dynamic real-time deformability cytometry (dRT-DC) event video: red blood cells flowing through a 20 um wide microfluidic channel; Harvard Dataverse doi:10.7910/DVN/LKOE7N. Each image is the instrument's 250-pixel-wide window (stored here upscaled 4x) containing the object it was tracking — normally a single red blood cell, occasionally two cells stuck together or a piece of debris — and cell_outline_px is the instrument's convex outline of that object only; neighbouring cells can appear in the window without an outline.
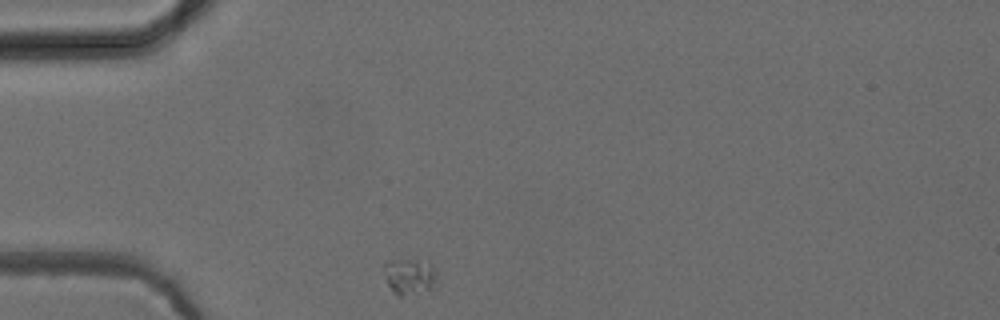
{"species": "common noctule bat (a hibernating species)", "species_latin": "Nyctalus noctula", "temperature_condition": "cold", "stored_images_in_passage": 33, "camera_frame_rate_fps": 3000, "um_per_image_px": 0.085, "animal": {"sex": "female", "body_mass_g": 24.6, "forearm_length_mm": 56.2}, "frame": {"image": 1, "passage_image": 1, "time_ms": 0.0, "image_size_px": [1000, 320], "cell_outline_px": [[432, 288], [400, 296], [396, 296], [388, 284], [384, 272], [384, 264], [388, 260], [416, 260], [432, 268]], "centroid_in_image_um": [34.66, 23.5], "position_along_channel_um": 50.3, "area_um2": 10.17}}